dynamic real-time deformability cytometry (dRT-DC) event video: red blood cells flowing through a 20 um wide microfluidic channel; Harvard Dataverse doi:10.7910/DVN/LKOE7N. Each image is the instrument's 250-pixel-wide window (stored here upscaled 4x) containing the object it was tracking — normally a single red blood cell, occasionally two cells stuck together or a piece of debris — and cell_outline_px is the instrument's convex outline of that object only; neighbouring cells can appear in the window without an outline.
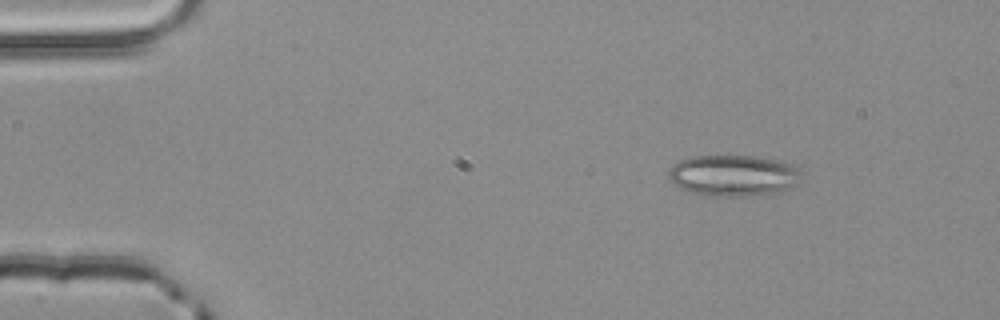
{"species": "common noctule bat (a hibernating species)", "species_latin": "Nyctalus noctula", "temperature_condition": "room temperature", "stored_images_in_passage": 48, "camera_frame_rate_fps": 3000, "um_per_image_px": 0.085, "animal": {"sex": "male", "body_mass_g": 20.4}, "frame": {"image": 1, "passage_image": 1, "time_ms": 0.0, "image_size_px": [1000, 320], "cell_outline_px": [[800, 172], [796, 184], [784, 192], [748, 196], [712, 196], [692, 192], [680, 188], [672, 184], [668, 180], [668, 172], [680, 160], [692, 156], [756, 156], [776, 160], [792, 164]], "centroid_in_image_um": [62.32, 14.93], "position_along_channel_um": 22.7, "area_um2": 31.91}}
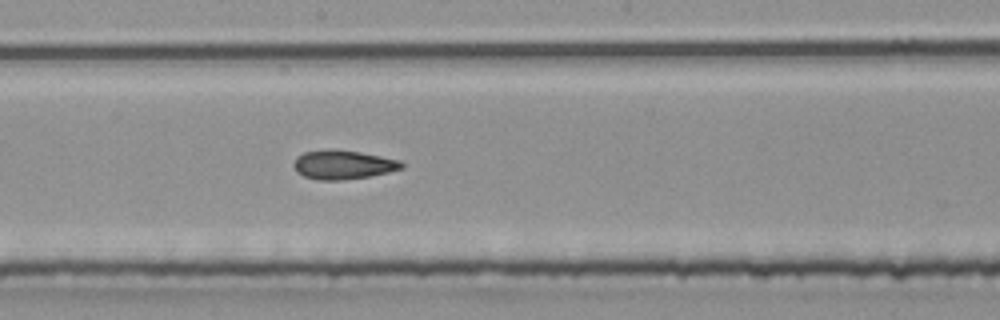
{"frame": {"image": 2, "passage_image": 23, "time_ms": 7.333, "image_size_px": [1000, 320], "cell_outline_px": [[404, 168], [388, 172], [368, 176], [344, 180], [320, 180], [304, 176], [296, 172], [292, 164], [296, 156], [304, 152], [360, 152], [400, 160], [404, 164]], "centroid_in_image_um": [29.17, 14.04], "position_along_channel_um": 219.0, "area_um2": 17.57}}
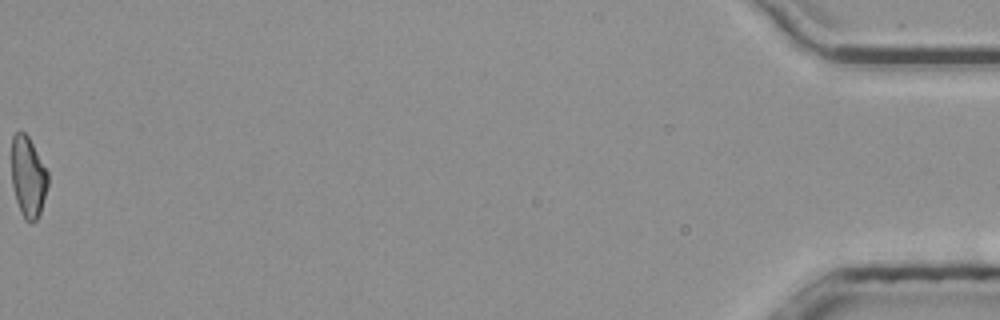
{"frame": {"image": 3, "passage_image": 48, "time_ms": 15.667, "image_size_px": [1000, 320], "cell_outline_px": [[48, 184], [40, 212], [36, 220], [32, 224], [28, 224], [24, 220], [20, 212], [16, 200], [12, 184], [12, 136], [16, 132], [24, 132], [28, 136], [48, 172]], "centroid_in_image_um": [2.38, 15.08], "position_along_channel_um": 432.8, "area_um2": 17.11}, "authors_computed_cell_mechanics": {"area_um2": 17.918, "velocity_mm_per_s": 3.8786, "shape_relaxation_time_tau1_ms": null, "shape_relaxation_time_tau2_ms": 2.3612, "deformation_change_tau1": null, "deformation_change_tau2": 0.1084}}